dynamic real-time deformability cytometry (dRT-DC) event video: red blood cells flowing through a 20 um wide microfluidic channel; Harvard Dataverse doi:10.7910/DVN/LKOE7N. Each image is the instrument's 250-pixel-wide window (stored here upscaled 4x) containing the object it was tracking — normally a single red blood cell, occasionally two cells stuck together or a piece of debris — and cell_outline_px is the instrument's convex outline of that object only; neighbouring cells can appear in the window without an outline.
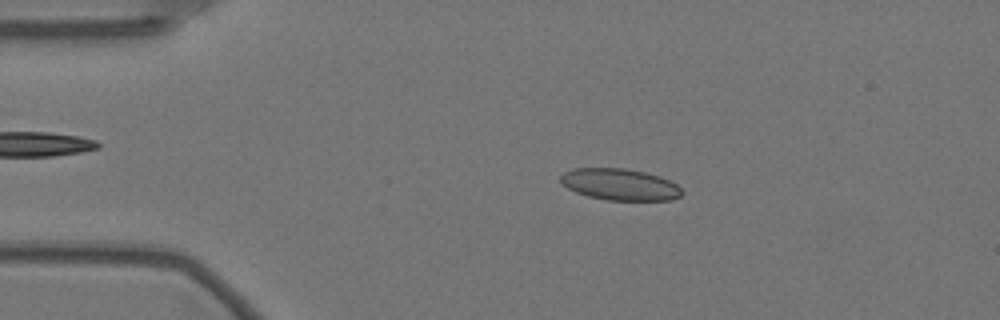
{"species": "Egyptian fruit bat (a non-hibernating species)", "species_latin": "Rousettus aegyptiacus", "temperature_condition": "warm", "stored_images_in_passage": 56, "camera_frame_rate_fps": 3000, "um_per_image_px": 0.085, "animal": {"sex": "female"}, "frame": {"image": 1, "passage_image": 10, "time_ms": 3.0, "image_size_px": [1000, 320], "cell_outline_px": [[684, 192], [680, 196], [672, 200], [604, 200], [588, 196], [576, 192], [560, 184], [560, 176], [564, 172], [572, 168], [624, 168], [644, 172], [660, 176], [676, 184]], "centroid_in_image_um": [52.66, 15.68], "position_along_channel_um": 32.3, "area_um2": 22.43}}
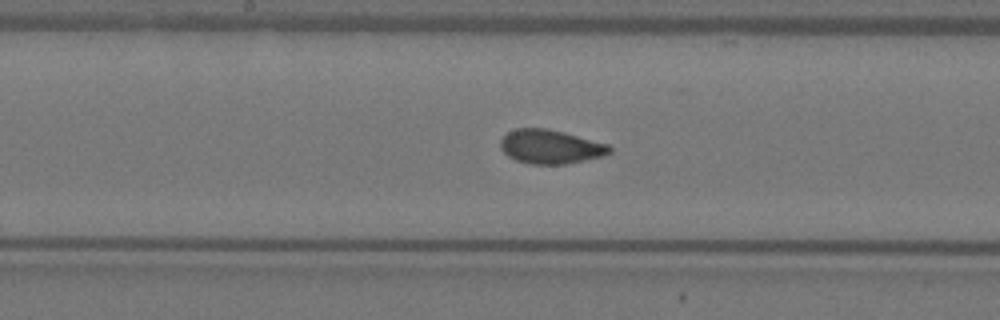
{"frame": {"image": 2, "passage_image": 28, "time_ms": 9.0, "image_size_px": [1000, 320], "cell_outline_px": [[612, 152], [604, 156], [564, 164], [528, 164], [516, 160], [508, 156], [500, 148], [500, 140], [508, 132], [516, 128], [548, 128], [564, 132], [608, 144], [612, 148]], "centroid_in_image_um": [46.79, 12.47], "position_along_channel_um": 201.4, "area_um2": 21.68}}
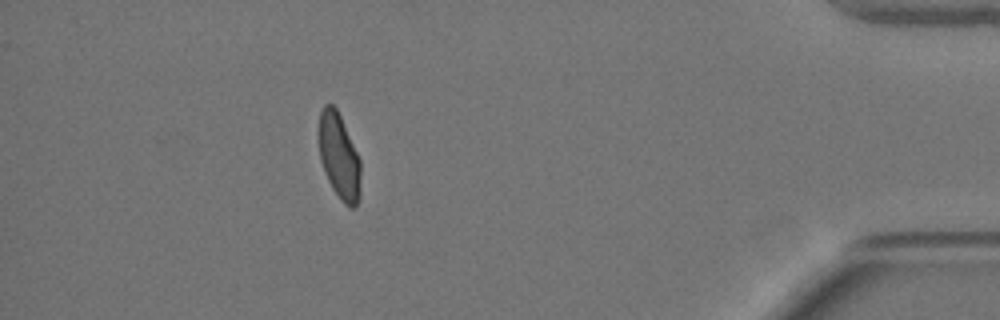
{"frame": {"image": 3, "passage_image": 50, "time_ms": 16.333, "image_size_px": [1000, 320], "cell_outline_px": [[360, 196], [356, 208], [348, 208], [340, 200], [332, 188], [324, 172], [320, 160], [316, 132], [320, 112], [324, 104], [332, 104], [336, 108], [340, 116], [360, 160]], "centroid_in_image_um": [28.78, 13.3], "position_along_channel_um": 406.4, "area_um2": 21.39}, "authors_computed_cell_mechanics": {"area_um2": 21.7906, "velocity_mm_per_s": 3.527, "shape_relaxation_time_tau1_ms": 6.4023, "shape_relaxation_time_tau2_ms": 0.6764, "deformation_change_tau1": 0.1709, "deformation_change_tau2": 0.0666}}